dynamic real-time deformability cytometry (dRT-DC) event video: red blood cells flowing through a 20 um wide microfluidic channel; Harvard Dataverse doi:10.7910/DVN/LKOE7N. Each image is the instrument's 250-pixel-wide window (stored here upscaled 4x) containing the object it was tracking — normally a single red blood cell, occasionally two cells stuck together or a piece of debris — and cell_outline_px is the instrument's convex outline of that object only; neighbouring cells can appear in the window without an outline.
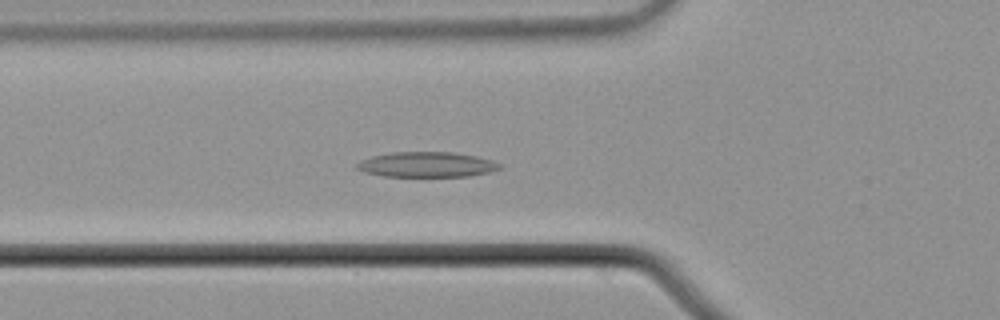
{"species": "common noctule bat (a hibernating species)", "species_latin": "Nyctalus noctula", "temperature_condition": "cold", "stored_images_in_passage": 48, "camera_frame_rate_fps": 3000, "um_per_image_px": 0.085, "animal": {"sex": "male", "body_mass_g": 21.5, "forearm_length_mm": 52.0}, "frame": {"image": 1, "passage_image": 18, "time_ms": 5.667, "image_size_px": [1000, 320], "cell_outline_px": [[504, 168], [488, 172], [468, 176], [384, 176], [364, 172], [356, 168], [356, 164], [360, 160], [372, 156], [392, 152], [452, 152], [476, 156], [492, 160], [500, 164]], "centroid_in_image_um": [36.27, 13.98], "position_along_channel_um": 89.5, "area_um2": 20.92}}
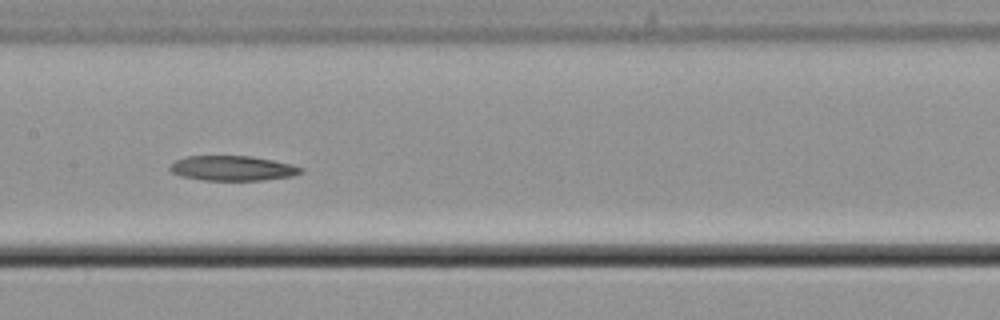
{"frame": {"image": 2, "passage_image": 26, "time_ms": 8.333, "image_size_px": [1000, 320], "cell_outline_px": [[304, 172], [292, 176], [260, 180], [200, 180], [180, 176], [172, 172], [168, 168], [176, 160], [188, 156], [248, 156], [272, 160], [292, 164], [304, 168]], "centroid_in_image_um": [19.77, 14.3], "position_along_channel_um": 187.6, "area_um2": 18.96}}
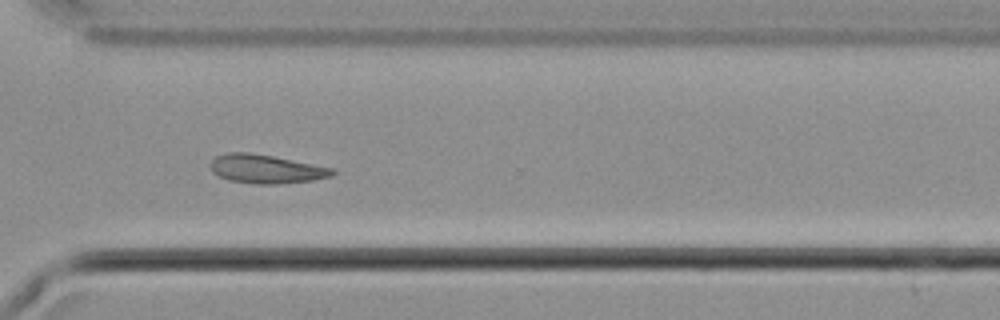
{"frame": {"image": 3, "passage_image": 39, "time_ms": 12.667, "image_size_px": [1000, 320], "cell_outline_px": [[336, 172], [332, 176], [312, 180], [280, 184], [256, 184], [228, 180], [212, 172], [212, 160], [216, 156], [228, 152], [248, 152], [272, 156], [332, 168]], "centroid_in_image_um": [22.61, 14.37], "position_along_channel_um": 348.0, "area_um2": 20.17}}